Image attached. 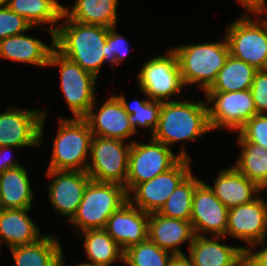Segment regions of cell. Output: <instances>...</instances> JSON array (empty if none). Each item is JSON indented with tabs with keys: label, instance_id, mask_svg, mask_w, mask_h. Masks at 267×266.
<instances>
[{
	"label": "cell",
	"instance_id": "cell-45",
	"mask_svg": "<svg viewBox=\"0 0 267 266\" xmlns=\"http://www.w3.org/2000/svg\"><path fill=\"white\" fill-rule=\"evenodd\" d=\"M247 266H253L249 261H247Z\"/></svg>",
	"mask_w": 267,
	"mask_h": 266
},
{
	"label": "cell",
	"instance_id": "cell-14",
	"mask_svg": "<svg viewBox=\"0 0 267 266\" xmlns=\"http://www.w3.org/2000/svg\"><path fill=\"white\" fill-rule=\"evenodd\" d=\"M227 239L243 242L246 251L254 244L267 239V199L261 194L252 202L229 209Z\"/></svg>",
	"mask_w": 267,
	"mask_h": 266
},
{
	"label": "cell",
	"instance_id": "cell-22",
	"mask_svg": "<svg viewBox=\"0 0 267 266\" xmlns=\"http://www.w3.org/2000/svg\"><path fill=\"white\" fill-rule=\"evenodd\" d=\"M33 209H0V252L2 244L8 249L37 242L45 234L29 215Z\"/></svg>",
	"mask_w": 267,
	"mask_h": 266
},
{
	"label": "cell",
	"instance_id": "cell-41",
	"mask_svg": "<svg viewBox=\"0 0 267 266\" xmlns=\"http://www.w3.org/2000/svg\"><path fill=\"white\" fill-rule=\"evenodd\" d=\"M168 266H194V264L186 253L173 255L169 261Z\"/></svg>",
	"mask_w": 267,
	"mask_h": 266
},
{
	"label": "cell",
	"instance_id": "cell-23",
	"mask_svg": "<svg viewBox=\"0 0 267 266\" xmlns=\"http://www.w3.org/2000/svg\"><path fill=\"white\" fill-rule=\"evenodd\" d=\"M226 237L195 235L188 251L194 266H230L245 251L242 245L223 243ZM222 240V242H221Z\"/></svg>",
	"mask_w": 267,
	"mask_h": 266
},
{
	"label": "cell",
	"instance_id": "cell-34",
	"mask_svg": "<svg viewBox=\"0 0 267 266\" xmlns=\"http://www.w3.org/2000/svg\"><path fill=\"white\" fill-rule=\"evenodd\" d=\"M129 45L128 39L117 32V26L110 27L107 33L106 39V54L104 56V64L109 63L111 71H114L116 67L120 66L125 59L129 57L130 50H134Z\"/></svg>",
	"mask_w": 267,
	"mask_h": 266
},
{
	"label": "cell",
	"instance_id": "cell-36",
	"mask_svg": "<svg viewBox=\"0 0 267 266\" xmlns=\"http://www.w3.org/2000/svg\"><path fill=\"white\" fill-rule=\"evenodd\" d=\"M32 25L17 13L11 11L7 5L0 8V40L28 31Z\"/></svg>",
	"mask_w": 267,
	"mask_h": 266
},
{
	"label": "cell",
	"instance_id": "cell-35",
	"mask_svg": "<svg viewBox=\"0 0 267 266\" xmlns=\"http://www.w3.org/2000/svg\"><path fill=\"white\" fill-rule=\"evenodd\" d=\"M247 141L267 149V114H256L238 131Z\"/></svg>",
	"mask_w": 267,
	"mask_h": 266
},
{
	"label": "cell",
	"instance_id": "cell-37",
	"mask_svg": "<svg viewBox=\"0 0 267 266\" xmlns=\"http://www.w3.org/2000/svg\"><path fill=\"white\" fill-rule=\"evenodd\" d=\"M256 113L267 114V70H258L250 88Z\"/></svg>",
	"mask_w": 267,
	"mask_h": 266
},
{
	"label": "cell",
	"instance_id": "cell-29",
	"mask_svg": "<svg viewBox=\"0 0 267 266\" xmlns=\"http://www.w3.org/2000/svg\"><path fill=\"white\" fill-rule=\"evenodd\" d=\"M235 143L240 152L232 165L263 190L267 186V149L247 142L238 132Z\"/></svg>",
	"mask_w": 267,
	"mask_h": 266
},
{
	"label": "cell",
	"instance_id": "cell-3",
	"mask_svg": "<svg viewBox=\"0 0 267 266\" xmlns=\"http://www.w3.org/2000/svg\"><path fill=\"white\" fill-rule=\"evenodd\" d=\"M171 48L178 57L185 87L196 85L203 94L215 82L230 54L224 34L220 40L187 43Z\"/></svg>",
	"mask_w": 267,
	"mask_h": 266
},
{
	"label": "cell",
	"instance_id": "cell-42",
	"mask_svg": "<svg viewBox=\"0 0 267 266\" xmlns=\"http://www.w3.org/2000/svg\"><path fill=\"white\" fill-rule=\"evenodd\" d=\"M63 250L59 256V260H58V266H67L66 262H65V257H64V254H63ZM74 266H95L91 263H88V262H79L78 264L74 265Z\"/></svg>",
	"mask_w": 267,
	"mask_h": 266
},
{
	"label": "cell",
	"instance_id": "cell-10",
	"mask_svg": "<svg viewBox=\"0 0 267 266\" xmlns=\"http://www.w3.org/2000/svg\"><path fill=\"white\" fill-rule=\"evenodd\" d=\"M181 157L160 141H134L130 146L128 174L124 185L129 194L138 184L168 171Z\"/></svg>",
	"mask_w": 267,
	"mask_h": 266
},
{
	"label": "cell",
	"instance_id": "cell-8",
	"mask_svg": "<svg viewBox=\"0 0 267 266\" xmlns=\"http://www.w3.org/2000/svg\"><path fill=\"white\" fill-rule=\"evenodd\" d=\"M48 68H59V85L72 118H84L97 97V78L78 64L52 50Z\"/></svg>",
	"mask_w": 267,
	"mask_h": 266
},
{
	"label": "cell",
	"instance_id": "cell-15",
	"mask_svg": "<svg viewBox=\"0 0 267 266\" xmlns=\"http://www.w3.org/2000/svg\"><path fill=\"white\" fill-rule=\"evenodd\" d=\"M47 195L53 210L65 224L76 214L84 191L91 178L86 171H58L47 169Z\"/></svg>",
	"mask_w": 267,
	"mask_h": 266
},
{
	"label": "cell",
	"instance_id": "cell-13",
	"mask_svg": "<svg viewBox=\"0 0 267 266\" xmlns=\"http://www.w3.org/2000/svg\"><path fill=\"white\" fill-rule=\"evenodd\" d=\"M192 162L181 158L168 171L138 184L128 194V201L144 212H158L175 188L192 172Z\"/></svg>",
	"mask_w": 267,
	"mask_h": 266
},
{
	"label": "cell",
	"instance_id": "cell-28",
	"mask_svg": "<svg viewBox=\"0 0 267 266\" xmlns=\"http://www.w3.org/2000/svg\"><path fill=\"white\" fill-rule=\"evenodd\" d=\"M76 234L84 238L86 262L95 266H113L118 261L124 264V251L104 229L85 230Z\"/></svg>",
	"mask_w": 267,
	"mask_h": 266
},
{
	"label": "cell",
	"instance_id": "cell-43",
	"mask_svg": "<svg viewBox=\"0 0 267 266\" xmlns=\"http://www.w3.org/2000/svg\"><path fill=\"white\" fill-rule=\"evenodd\" d=\"M248 257L244 252L233 264L230 266H247Z\"/></svg>",
	"mask_w": 267,
	"mask_h": 266
},
{
	"label": "cell",
	"instance_id": "cell-39",
	"mask_svg": "<svg viewBox=\"0 0 267 266\" xmlns=\"http://www.w3.org/2000/svg\"><path fill=\"white\" fill-rule=\"evenodd\" d=\"M245 10L243 15L267 14V0H234Z\"/></svg>",
	"mask_w": 267,
	"mask_h": 266
},
{
	"label": "cell",
	"instance_id": "cell-9",
	"mask_svg": "<svg viewBox=\"0 0 267 266\" xmlns=\"http://www.w3.org/2000/svg\"><path fill=\"white\" fill-rule=\"evenodd\" d=\"M11 105L0 112V147L21 149L42 147L47 110L25 109Z\"/></svg>",
	"mask_w": 267,
	"mask_h": 266
},
{
	"label": "cell",
	"instance_id": "cell-12",
	"mask_svg": "<svg viewBox=\"0 0 267 266\" xmlns=\"http://www.w3.org/2000/svg\"><path fill=\"white\" fill-rule=\"evenodd\" d=\"M132 143L118 139L92 137L86 172L91 180L125 185Z\"/></svg>",
	"mask_w": 267,
	"mask_h": 266
},
{
	"label": "cell",
	"instance_id": "cell-32",
	"mask_svg": "<svg viewBox=\"0 0 267 266\" xmlns=\"http://www.w3.org/2000/svg\"><path fill=\"white\" fill-rule=\"evenodd\" d=\"M202 180L192 171L175 188L158 213L165 217L190 221L194 191Z\"/></svg>",
	"mask_w": 267,
	"mask_h": 266
},
{
	"label": "cell",
	"instance_id": "cell-4",
	"mask_svg": "<svg viewBox=\"0 0 267 266\" xmlns=\"http://www.w3.org/2000/svg\"><path fill=\"white\" fill-rule=\"evenodd\" d=\"M47 169L86 171L93 134L84 118L58 116Z\"/></svg>",
	"mask_w": 267,
	"mask_h": 266
},
{
	"label": "cell",
	"instance_id": "cell-46",
	"mask_svg": "<svg viewBox=\"0 0 267 266\" xmlns=\"http://www.w3.org/2000/svg\"><path fill=\"white\" fill-rule=\"evenodd\" d=\"M266 192V194H267V186L263 189V192Z\"/></svg>",
	"mask_w": 267,
	"mask_h": 266
},
{
	"label": "cell",
	"instance_id": "cell-26",
	"mask_svg": "<svg viewBox=\"0 0 267 266\" xmlns=\"http://www.w3.org/2000/svg\"><path fill=\"white\" fill-rule=\"evenodd\" d=\"M118 3L119 0H75L73 7L63 6V13L81 24L110 28L118 24Z\"/></svg>",
	"mask_w": 267,
	"mask_h": 266
},
{
	"label": "cell",
	"instance_id": "cell-17",
	"mask_svg": "<svg viewBox=\"0 0 267 266\" xmlns=\"http://www.w3.org/2000/svg\"><path fill=\"white\" fill-rule=\"evenodd\" d=\"M229 209L215 196L208 182L201 181L194 191L190 222L195 235L225 237Z\"/></svg>",
	"mask_w": 267,
	"mask_h": 266
},
{
	"label": "cell",
	"instance_id": "cell-24",
	"mask_svg": "<svg viewBox=\"0 0 267 266\" xmlns=\"http://www.w3.org/2000/svg\"><path fill=\"white\" fill-rule=\"evenodd\" d=\"M7 7L23 16L32 26L43 27L51 41L63 14L64 3L58 0H6ZM45 25V26H44Z\"/></svg>",
	"mask_w": 267,
	"mask_h": 266
},
{
	"label": "cell",
	"instance_id": "cell-5",
	"mask_svg": "<svg viewBox=\"0 0 267 266\" xmlns=\"http://www.w3.org/2000/svg\"><path fill=\"white\" fill-rule=\"evenodd\" d=\"M127 201L128 194L123 185L90 180L76 214L67 225L73 226L75 234L104 229L108 218Z\"/></svg>",
	"mask_w": 267,
	"mask_h": 266
},
{
	"label": "cell",
	"instance_id": "cell-16",
	"mask_svg": "<svg viewBox=\"0 0 267 266\" xmlns=\"http://www.w3.org/2000/svg\"><path fill=\"white\" fill-rule=\"evenodd\" d=\"M110 93L101 105L96 97L84 119L88 122L94 136L132 143L136 140L134 136L137 134L130 124L128 113L116 94Z\"/></svg>",
	"mask_w": 267,
	"mask_h": 266
},
{
	"label": "cell",
	"instance_id": "cell-40",
	"mask_svg": "<svg viewBox=\"0 0 267 266\" xmlns=\"http://www.w3.org/2000/svg\"><path fill=\"white\" fill-rule=\"evenodd\" d=\"M18 149L20 148L10 146L0 147V173L23 165L13 158L12 151Z\"/></svg>",
	"mask_w": 267,
	"mask_h": 266
},
{
	"label": "cell",
	"instance_id": "cell-21",
	"mask_svg": "<svg viewBox=\"0 0 267 266\" xmlns=\"http://www.w3.org/2000/svg\"><path fill=\"white\" fill-rule=\"evenodd\" d=\"M28 31L0 40V58L15 63L35 65L46 68L52 50L55 48L54 41L45 44L40 38L29 35ZM28 33V34H27Z\"/></svg>",
	"mask_w": 267,
	"mask_h": 266
},
{
	"label": "cell",
	"instance_id": "cell-30",
	"mask_svg": "<svg viewBox=\"0 0 267 266\" xmlns=\"http://www.w3.org/2000/svg\"><path fill=\"white\" fill-rule=\"evenodd\" d=\"M258 70L229 54L224 67L206 92H232L249 90Z\"/></svg>",
	"mask_w": 267,
	"mask_h": 266
},
{
	"label": "cell",
	"instance_id": "cell-31",
	"mask_svg": "<svg viewBox=\"0 0 267 266\" xmlns=\"http://www.w3.org/2000/svg\"><path fill=\"white\" fill-rule=\"evenodd\" d=\"M142 95L146 99L138 100L137 98L131 101H127V97L124 94L116 95L122 102L125 111L128 113L130 124L133 127L136 134H139L138 129H141V133L148 131L151 137L154 130L157 128L160 109L162 102L151 100L144 92Z\"/></svg>",
	"mask_w": 267,
	"mask_h": 266
},
{
	"label": "cell",
	"instance_id": "cell-1",
	"mask_svg": "<svg viewBox=\"0 0 267 266\" xmlns=\"http://www.w3.org/2000/svg\"><path fill=\"white\" fill-rule=\"evenodd\" d=\"M210 132L212 133L206 99L194 100L185 97L176 101L162 102L158 125L151 137L172 150L174 145L180 143L181 149L176 153L181 158L192 160L185 147L186 142H197L199 137Z\"/></svg>",
	"mask_w": 267,
	"mask_h": 266
},
{
	"label": "cell",
	"instance_id": "cell-7",
	"mask_svg": "<svg viewBox=\"0 0 267 266\" xmlns=\"http://www.w3.org/2000/svg\"><path fill=\"white\" fill-rule=\"evenodd\" d=\"M224 35L230 55L257 70H267V14L241 13L239 18L230 21Z\"/></svg>",
	"mask_w": 267,
	"mask_h": 266
},
{
	"label": "cell",
	"instance_id": "cell-33",
	"mask_svg": "<svg viewBox=\"0 0 267 266\" xmlns=\"http://www.w3.org/2000/svg\"><path fill=\"white\" fill-rule=\"evenodd\" d=\"M174 254L149 239L124 251L125 266H168Z\"/></svg>",
	"mask_w": 267,
	"mask_h": 266
},
{
	"label": "cell",
	"instance_id": "cell-6",
	"mask_svg": "<svg viewBox=\"0 0 267 266\" xmlns=\"http://www.w3.org/2000/svg\"><path fill=\"white\" fill-rule=\"evenodd\" d=\"M165 54L150 56L138 69L137 87L151 100L169 102L183 99L185 87L178 57L170 47Z\"/></svg>",
	"mask_w": 267,
	"mask_h": 266
},
{
	"label": "cell",
	"instance_id": "cell-2",
	"mask_svg": "<svg viewBox=\"0 0 267 266\" xmlns=\"http://www.w3.org/2000/svg\"><path fill=\"white\" fill-rule=\"evenodd\" d=\"M108 30L104 26L78 23L63 13L54 33L55 49L98 79L104 66Z\"/></svg>",
	"mask_w": 267,
	"mask_h": 266
},
{
	"label": "cell",
	"instance_id": "cell-19",
	"mask_svg": "<svg viewBox=\"0 0 267 266\" xmlns=\"http://www.w3.org/2000/svg\"><path fill=\"white\" fill-rule=\"evenodd\" d=\"M195 233L190 221L165 217L158 212L149 213L148 239L159 248L175 254H186L181 247L193 242Z\"/></svg>",
	"mask_w": 267,
	"mask_h": 266
},
{
	"label": "cell",
	"instance_id": "cell-18",
	"mask_svg": "<svg viewBox=\"0 0 267 266\" xmlns=\"http://www.w3.org/2000/svg\"><path fill=\"white\" fill-rule=\"evenodd\" d=\"M149 213L129 201L113 212L104 230L123 251L148 239Z\"/></svg>",
	"mask_w": 267,
	"mask_h": 266
},
{
	"label": "cell",
	"instance_id": "cell-44",
	"mask_svg": "<svg viewBox=\"0 0 267 266\" xmlns=\"http://www.w3.org/2000/svg\"><path fill=\"white\" fill-rule=\"evenodd\" d=\"M6 6V0H0V8Z\"/></svg>",
	"mask_w": 267,
	"mask_h": 266
},
{
	"label": "cell",
	"instance_id": "cell-38",
	"mask_svg": "<svg viewBox=\"0 0 267 266\" xmlns=\"http://www.w3.org/2000/svg\"><path fill=\"white\" fill-rule=\"evenodd\" d=\"M245 253L253 266H267V239L252 245Z\"/></svg>",
	"mask_w": 267,
	"mask_h": 266
},
{
	"label": "cell",
	"instance_id": "cell-11",
	"mask_svg": "<svg viewBox=\"0 0 267 266\" xmlns=\"http://www.w3.org/2000/svg\"><path fill=\"white\" fill-rule=\"evenodd\" d=\"M208 121L211 131L228 130L237 133L256 115L251 90L232 92H205Z\"/></svg>",
	"mask_w": 267,
	"mask_h": 266
},
{
	"label": "cell",
	"instance_id": "cell-27",
	"mask_svg": "<svg viewBox=\"0 0 267 266\" xmlns=\"http://www.w3.org/2000/svg\"><path fill=\"white\" fill-rule=\"evenodd\" d=\"M46 233L37 242L9 249L16 266H58L64 250L57 235Z\"/></svg>",
	"mask_w": 267,
	"mask_h": 266
},
{
	"label": "cell",
	"instance_id": "cell-20",
	"mask_svg": "<svg viewBox=\"0 0 267 266\" xmlns=\"http://www.w3.org/2000/svg\"><path fill=\"white\" fill-rule=\"evenodd\" d=\"M213 184H208L215 196L228 208L252 202L264 194L254 182L239 172L232 164L218 169Z\"/></svg>",
	"mask_w": 267,
	"mask_h": 266
},
{
	"label": "cell",
	"instance_id": "cell-25",
	"mask_svg": "<svg viewBox=\"0 0 267 266\" xmlns=\"http://www.w3.org/2000/svg\"><path fill=\"white\" fill-rule=\"evenodd\" d=\"M27 167L21 165L0 173V208H32L35 192Z\"/></svg>",
	"mask_w": 267,
	"mask_h": 266
}]
</instances>
